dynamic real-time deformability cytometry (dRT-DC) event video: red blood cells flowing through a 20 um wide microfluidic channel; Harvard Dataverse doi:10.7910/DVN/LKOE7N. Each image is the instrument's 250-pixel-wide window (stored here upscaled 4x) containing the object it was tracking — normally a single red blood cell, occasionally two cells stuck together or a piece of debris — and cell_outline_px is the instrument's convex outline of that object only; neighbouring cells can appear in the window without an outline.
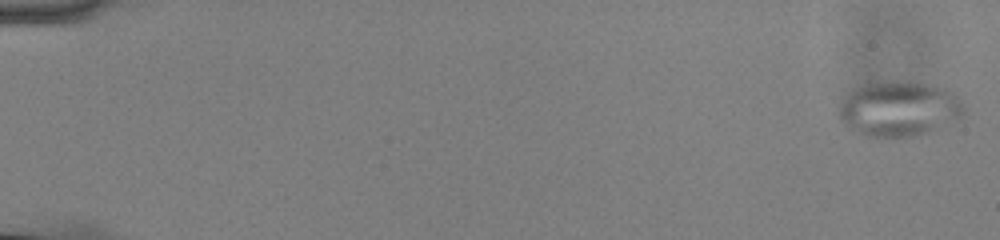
{"species": "common noctule bat (a hibernating species)", "species_latin": "Nyctalus noctula", "temperature_condition": "cold", "stored_images_in_passage": 56, "camera_frame_rate_fps": 3000, "um_per_image_px": 0.085, "animal": {"sex": "male", "body_mass_g": 13.0, "forearm_length_mm": 53.1}, "frame": {"image": 1, "passage_image": 1, "time_ms": 0.0, "image_size_px": [1000, 240], "cell_outline_px": [[968, 108], [964, 116], [960, 120], [948, 128], [936, 132], [920, 136], [892, 140], [864, 136], [848, 128], [840, 120], [840, 104], [848, 92], [856, 88], [872, 84], [920, 84], [944, 88], [952, 92]], "centroid_in_image_um": [76.52, 9.39], "position_along_channel_um": 8.5, "area_um2": 40.81}}
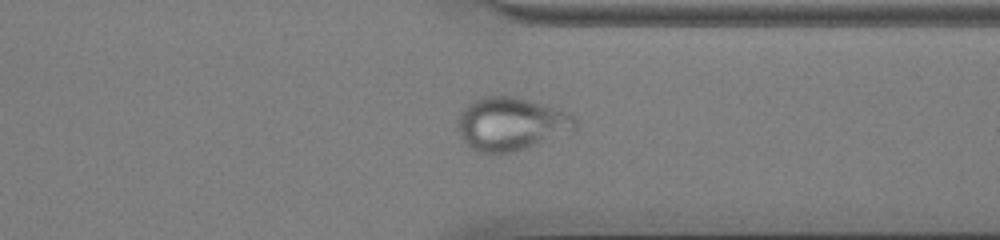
{"frame": {"image": 2, "passage_image": 44, "time_ms": 14.333, "image_size_px": [1000, 240], "cell_outline_px": [[576, 128], [572, 132], [512, 152], [476, 152], [460, 136], [456, 124], [460, 112], [472, 100], [484, 96], [512, 96], [528, 100], [568, 112], [576, 116]], "centroid_in_image_um": [43.43, 10.52], "position_along_channel_um": 368.0, "area_um2": 36.18}}
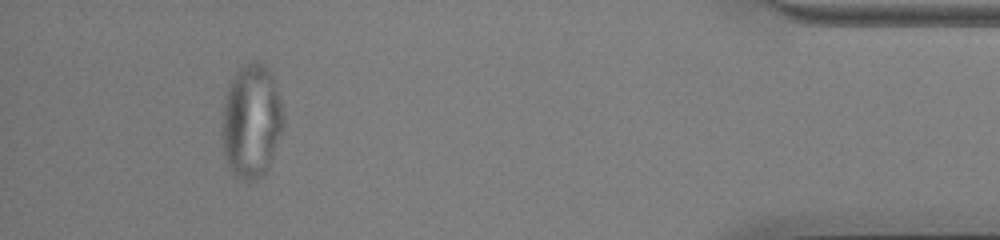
{"frame": {"image": 3, "passage_image": 52, "time_ms": 17.0, "image_size_px": [1000, 240], "cell_outline_px": [[284, 124], [268, 168], [256, 180], [248, 184], [236, 176], [232, 172], [224, 156], [220, 136], [224, 104], [228, 84], [236, 72], [248, 60], [256, 60], [264, 64], [272, 72], [276, 84], [284, 112]], "centroid_in_image_um": [21.36, 10.28], "position_along_channel_um": 413.8, "area_um2": 41.5}}